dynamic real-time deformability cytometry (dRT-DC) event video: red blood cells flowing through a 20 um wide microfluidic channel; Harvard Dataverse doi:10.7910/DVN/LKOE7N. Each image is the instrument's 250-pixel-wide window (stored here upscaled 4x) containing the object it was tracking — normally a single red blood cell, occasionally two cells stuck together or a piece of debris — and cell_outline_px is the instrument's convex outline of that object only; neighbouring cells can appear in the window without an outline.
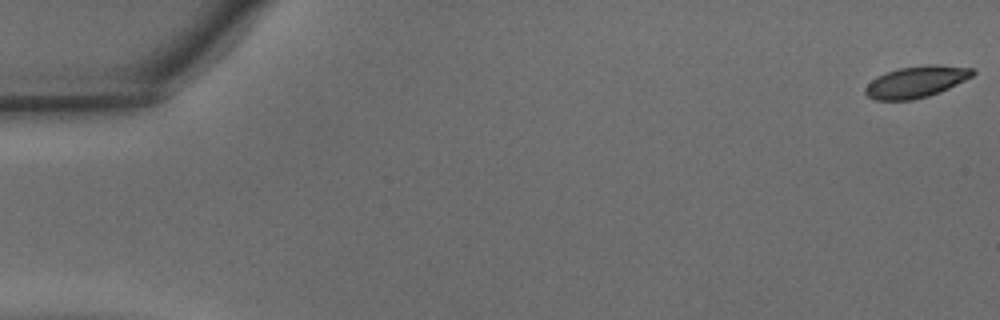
{"species": "common noctule bat (a hibernating species)", "species_latin": "Nyctalus noctula", "temperature_condition": "warm", "stored_images_in_passage": 48, "camera_frame_rate_fps": 3000, "um_per_image_px": 0.085, "animal": {"sex": "male", "body_mass_g": 15.6}, "frame": {"image": 1, "passage_image": 1, "time_ms": 0.0, "image_size_px": [1000, 320], "cell_outline_px": [[976, 72], [972, 76], [940, 92], [928, 96], [912, 100], [876, 100], [868, 96], [864, 92], [864, 88], [876, 76], [900, 68], [928, 64], [936, 64], [972, 68]], "centroid_in_image_um": [77.87, 6.95], "position_along_channel_um": 7.1, "area_um2": 19.59}}
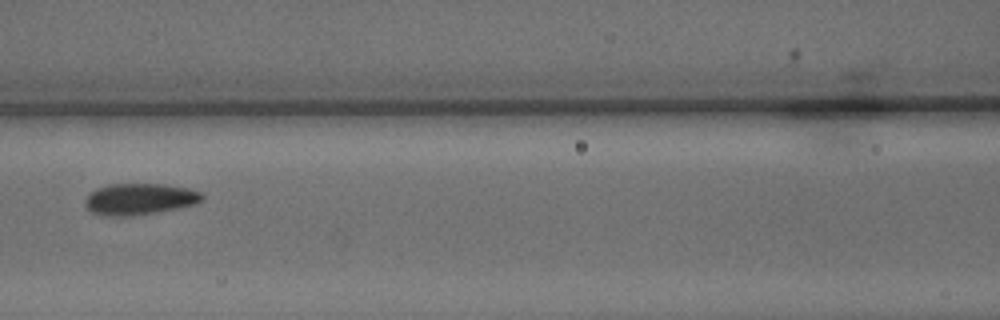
{"frame": {"image": 2, "passage_image": 22, "time_ms": 7.0, "image_size_px": [1000, 320], "cell_outline_px": [[204, 200], [196, 204], [176, 208], [132, 216], [104, 216], [92, 212], [88, 208], [84, 200], [96, 188], [108, 184], [164, 184], [188, 188], [200, 192], [204, 196]], "centroid_in_image_um": [11.88, 16.91], "position_along_channel_um": 154.7, "area_um2": 21.33}}
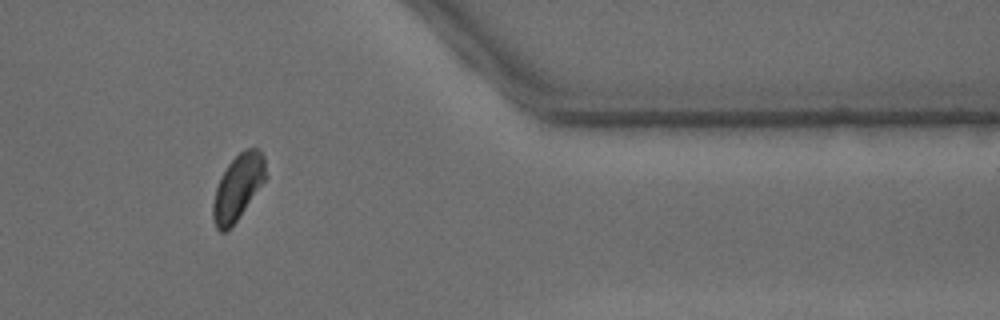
{"frame": {"image": 3, "passage_image": 40, "time_ms": 13.0, "image_size_px": [1000, 320], "cell_outline_px": [[268, 176], [236, 220], [224, 232], [220, 232], [216, 228], [212, 216], [212, 204], [216, 188], [220, 176], [228, 164], [244, 148], [256, 148], [264, 156]], "centroid_in_image_um": [20.22, 15.88], "position_along_channel_um": 391.2, "area_um2": 19.94}, "authors_computed_cell_mechanics": {"area_um2": 20.7213, "velocity_mm_per_s": 4.2822, "shape_relaxation_time_tau1_ms": 3.5386, "shape_relaxation_time_tau2_ms": null, "deformation_change_tau1": 0.1282, "deformation_change_tau2": null}}